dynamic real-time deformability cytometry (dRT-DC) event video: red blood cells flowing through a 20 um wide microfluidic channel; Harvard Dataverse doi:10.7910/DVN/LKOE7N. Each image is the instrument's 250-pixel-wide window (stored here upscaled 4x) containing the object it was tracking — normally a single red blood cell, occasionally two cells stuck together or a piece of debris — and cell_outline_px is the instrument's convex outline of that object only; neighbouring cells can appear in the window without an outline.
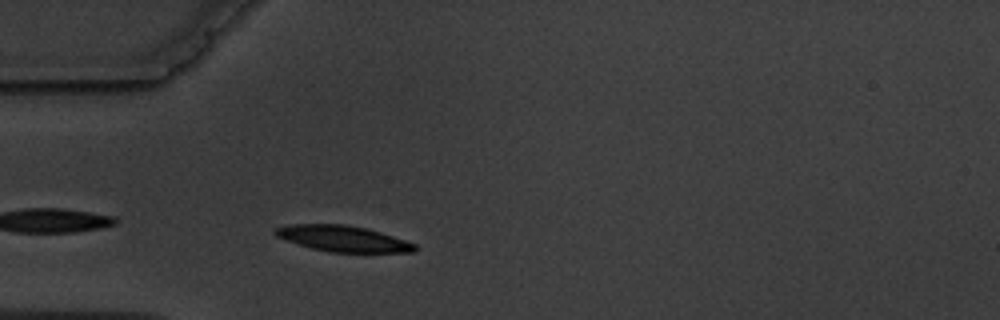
{"species": "common noctule bat (a hibernating species)", "species_latin": "Nyctalus noctula", "temperature_condition": "warm", "stored_images_in_passage": 3, "camera_frame_rate_fps": 3000, "um_per_image_px": 0.085, "animal": {"sex": "male", "body_mass_g": 19.5, "forearm_length_mm": 54.6}, "frame": {"image": 1, "passage_image": 3, "time_ms": 2.333, "image_size_px": [1000, 320], "cell_outline_px": [[416, 252], [332, 252], [312, 248], [276, 236], [272, 232], [272, 228], [292, 224], [344, 224], [364, 228], [380, 232], [416, 244]], "centroid_in_image_um": [29.13, 20.27], "position_along_channel_um": 55.9, "area_um2": 20.81}}